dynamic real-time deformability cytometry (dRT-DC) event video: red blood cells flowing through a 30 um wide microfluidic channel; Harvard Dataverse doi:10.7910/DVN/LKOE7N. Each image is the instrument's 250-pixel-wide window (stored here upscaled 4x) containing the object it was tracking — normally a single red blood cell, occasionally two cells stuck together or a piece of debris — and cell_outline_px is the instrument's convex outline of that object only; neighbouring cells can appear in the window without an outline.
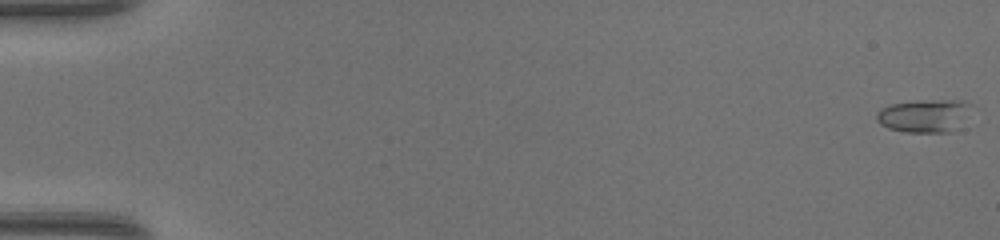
{"species": "common noctule bat (a hibernating species)", "species_latin": "Nyctalus noctula", "temperature_condition": "warm", "stored_images_in_passage": 14, "camera_frame_rate_fps": 3000, "um_per_image_px": 0.085, "animal": {"sex": "female", "body_mass_g": 17.0, "forearm_length_mm": 48.0}, "frame": {"image": 1, "passage_image": 1, "time_ms": 0.0, "image_size_px": [1000, 240], "cell_outline_px": [[972, 104], [956, 128], [952, 132], [904, 132], [888, 128], [880, 124], [876, 120], [876, 112], [880, 108], [892, 104], [916, 100], [964, 100]], "centroid_in_image_um": [78.5, 9.83], "position_along_channel_um": 6.5, "area_um2": 18.15}}
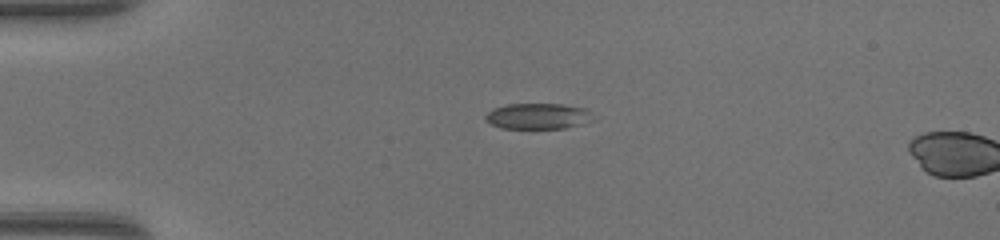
{"frame": {"image": 2, "passage_image": 13, "time_ms": 4.0, "image_size_px": [1000, 240], "cell_outline_px": [[600, 116], [596, 120], [584, 124], [564, 128], [500, 128], [484, 120], [484, 116], [492, 108], [508, 104], [564, 104], [588, 108]], "centroid_in_image_um": [45.86, 9.87], "position_along_channel_um": 39.1, "area_um2": 16.82}}